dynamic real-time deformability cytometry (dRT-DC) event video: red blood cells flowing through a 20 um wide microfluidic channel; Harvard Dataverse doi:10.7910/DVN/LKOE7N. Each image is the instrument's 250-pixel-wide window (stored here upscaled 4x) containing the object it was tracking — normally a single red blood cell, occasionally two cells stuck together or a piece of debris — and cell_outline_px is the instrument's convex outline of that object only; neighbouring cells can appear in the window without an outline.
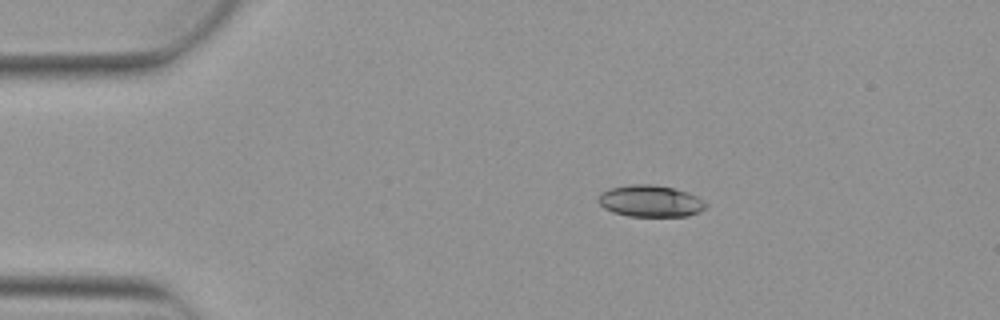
{"species": "Egyptian fruit bat (a non-hibernating species)", "species_latin": "Rousettus aegyptiacus", "temperature_condition": "warm", "stored_images_in_passage": 5, "camera_frame_rate_fps": 3000, "um_per_image_px": 0.085, "animal": {"sex": "female"}, "frame": {"image": 1, "passage_image": 5, "time_ms": 1.333, "image_size_px": [1000, 320], "cell_outline_px": [[708, 204], [700, 212], [688, 216], [628, 216], [612, 212], [604, 208], [596, 200], [600, 192], [608, 188], [632, 184], [652, 184], [672, 188], [688, 192], [696, 196]], "centroid_in_image_um": [55.24, 17.09], "position_along_channel_um": 29.8, "area_um2": 20.0}}